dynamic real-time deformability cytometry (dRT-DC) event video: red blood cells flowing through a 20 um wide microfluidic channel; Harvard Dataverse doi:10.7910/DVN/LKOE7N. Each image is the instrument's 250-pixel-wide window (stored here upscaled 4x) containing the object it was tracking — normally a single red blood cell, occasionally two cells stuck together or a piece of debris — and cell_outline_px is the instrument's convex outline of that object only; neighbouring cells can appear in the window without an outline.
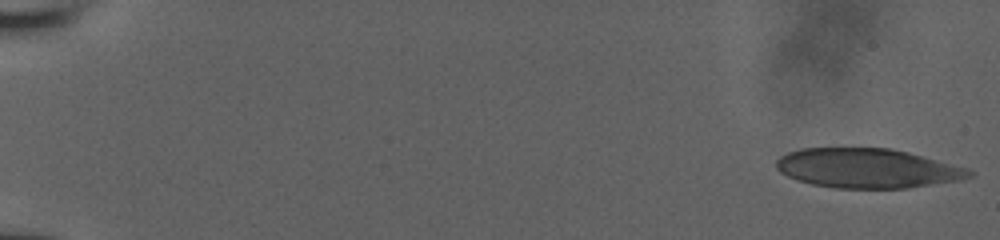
{"species": "human", "species_latin": "Homo sapiens", "temperature_condition": "room temperature", "stored_images_in_passage": 52, "camera_frame_rate_fps": 3000, "um_per_image_px": 0.085, "donor": {"sex": "male"}, "frame": {"image": 1, "passage_image": 1, "time_ms": 0.0, "image_size_px": [1000, 240], "cell_outline_px": [[972, 176], [956, 180], [908, 188], [836, 188], [812, 184], [796, 180], [780, 172], [776, 168], [776, 160], [780, 156], [788, 152], [800, 148], [888, 148], [908, 152], [968, 168], [972, 172]], "centroid_in_image_um": [73.67, 14.3], "position_along_channel_um": 11.3, "area_um2": 44.22}}
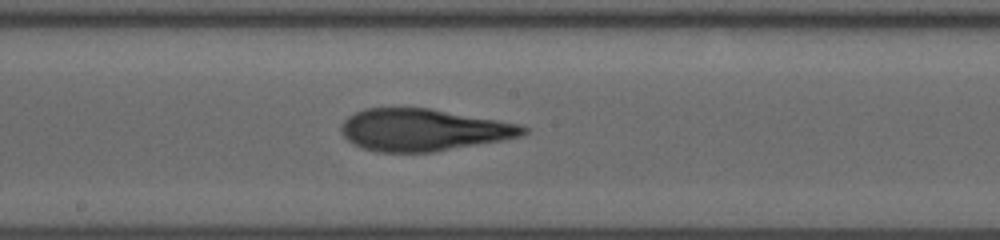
{"frame": {"image": 2, "passage_image": 30, "time_ms": 9.667, "image_size_px": [1000, 240], "cell_outline_px": [[528, 132], [520, 136], [500, 140], [432, 152], [380, 152], [364, 148], [352, 144], [344, 136], [340, 128], [344, 120], [348, 116], [364, 108], [432, 108], [520, 124], [528, 128]], "centroid_in_image_um": [35.96, 11.03], "position_along_channel_um": 212.2, "area_um2": 44.39}}
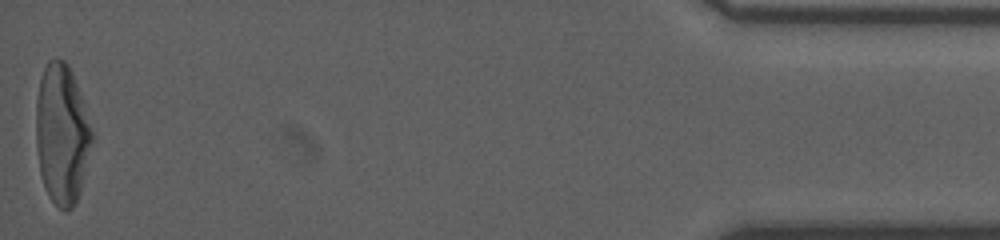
{"frame": {"image": 3, "passage_image": 52, "time_ms": 17.0, "image_size_px": [1000, 240], "cell_outline_px": [[92, 140], [80, 192], [72, 208], [64, 212], [48, 196], [44, 188], [40, 172], [36, 148], [36, 100], [40, 80], [44, 68], [48, 60], [64, 60], [68, 64], [72, 72], [80, 92], [92, 132]], "centroid_in_image_um": [5.24, 11.41], "position_along_channel_um": 430.0, "area_um2": 45.32}}